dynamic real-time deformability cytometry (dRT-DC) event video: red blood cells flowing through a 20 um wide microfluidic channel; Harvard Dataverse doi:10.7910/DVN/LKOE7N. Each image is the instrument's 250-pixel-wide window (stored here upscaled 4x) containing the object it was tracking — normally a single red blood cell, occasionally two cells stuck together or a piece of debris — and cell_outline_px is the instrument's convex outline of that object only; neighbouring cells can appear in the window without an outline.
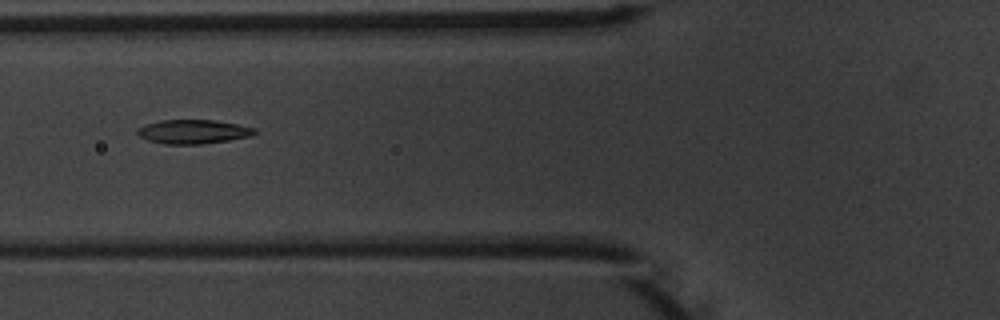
{"species": "common noctule bat (a hibernating species)", "species_latin": "Nyctalus noctula", "temperature_condition": "warm", "stored_images_in_passage": 4, "camera_frame_rate_fps": 3000, "um_per_image_px": 0.085, "animal": {"sex": "male", "body_mass_g": 20.1, "forearm_length_mm": 53.5}, "frame": {"image": 1, "passage_image": 4, "time_ms": 3.667, "image_size_px": [1000, 320], "cell_outline_px": [[260, 132], [248, 136], [228, 140], [204, 144], [164, 144], [148, 140], [140, 136], [136, 132], [136, 128], [144, 124], [160, 120], [216, 120], [256, 128]], "centroid_in_image_um": [16.4, 11.19], "position_along_channel_um": 109.4, "area_um2": 16.53}}